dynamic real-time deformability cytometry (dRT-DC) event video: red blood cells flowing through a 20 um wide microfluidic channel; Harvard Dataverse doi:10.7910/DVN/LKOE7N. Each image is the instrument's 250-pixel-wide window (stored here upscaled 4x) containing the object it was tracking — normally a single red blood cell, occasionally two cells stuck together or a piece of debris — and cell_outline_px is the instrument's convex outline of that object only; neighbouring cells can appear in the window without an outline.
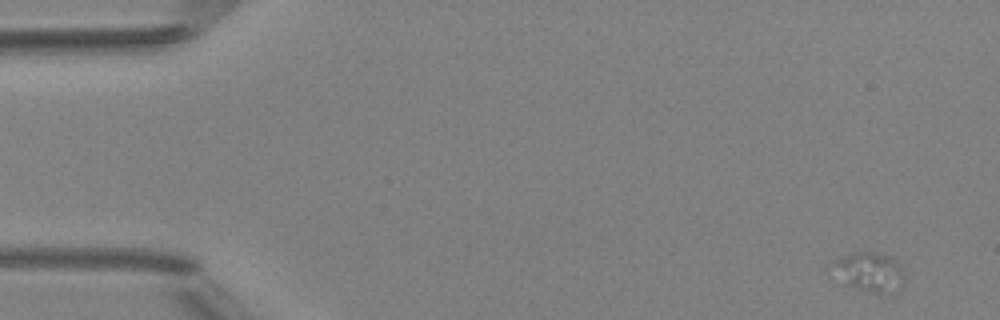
{"species": "Egyptian fruit bat (a non-hibernating species)", "species_latin": "Rousettus aegyptiacus", "temperature_condition": "room temperature", "stored_images_in_passage": 4, "camera_frame_rate_fps": 3000, "um_per_image_px": 0.085, "animal": {"sex": "female"}, "frame": {"image": 1, "passage_image": 1, "time_ms": 0.0, "image_size_px": [1000, 320], "cell_outline_px": [[904, 280], [900, 288], [880, 292], [876, 292], [856, 288], [832, 264], [832, 260], [856, 252], [872, 252], [888, 256], [896, 260], [900, 264], [904, 276]], "centroid_in_image_um": [74.02, 23.06], "position_along_channel_um": 11.0, "area_um2": 15.14}}
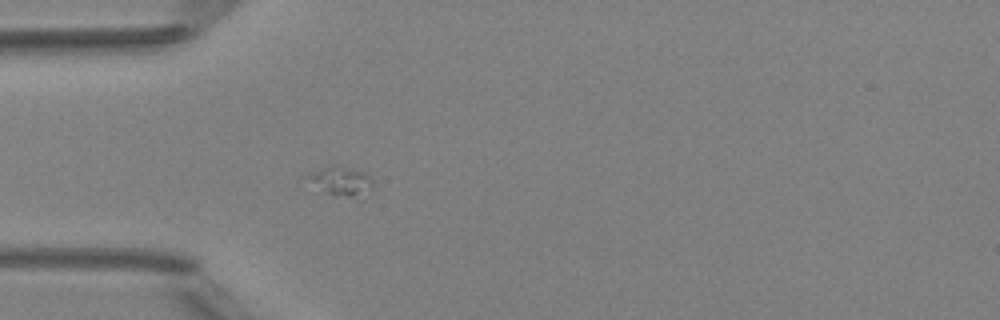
{"frame": {"image": 2, "passage_image": 4, "time_ms": 4.333, "image_size_px": [1000, 320], "cell_outline_px": [[372, 192], [364, 200], [356, 200], [332, 196], [304, 176], [312, 172], [336, 164], [368, 172], [372, 184]], "centroid_in_image_um": [29.15, 15.47], "position_along_channel_um": 55.9, "area_um2": 11.68}}